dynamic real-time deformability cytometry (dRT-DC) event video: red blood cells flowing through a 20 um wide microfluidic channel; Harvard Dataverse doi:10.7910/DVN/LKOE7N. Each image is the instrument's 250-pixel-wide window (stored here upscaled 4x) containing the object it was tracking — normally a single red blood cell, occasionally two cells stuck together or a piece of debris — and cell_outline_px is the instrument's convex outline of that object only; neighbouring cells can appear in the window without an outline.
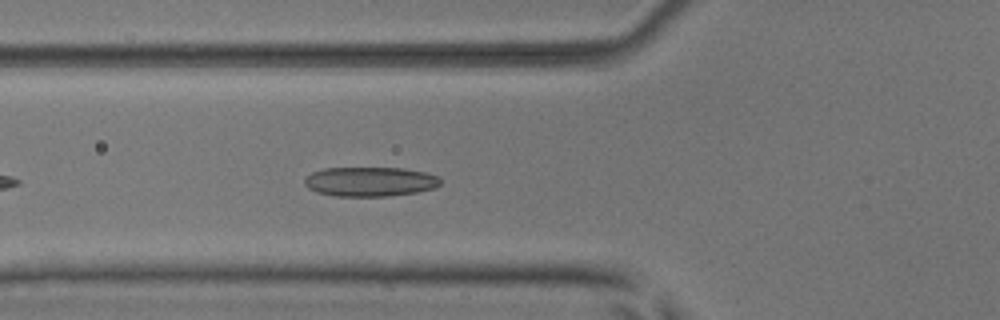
{"species": "common noctule bat (a hibernating species)", "species_latin": "Nyctalus noctula", "temperature_condition": "room temperature", "stored_images_in_passage": 6, "camera_frame_rate_fps": 3000, "um_per_image_px": 0.085, "animal": {"sex": "male", "body_mass_g": 17.9, "forearm_length_mm": 54.2}, "frame": {"image": 1, "passage_image": 6, "time_ms": 1.667, "image_size_px": [1000, 320], "cell_outline_px": [[440, 184], [432, 188], [416, 192], [388, 196], [336, 196], [316, 192], [308, 188], [304, 184], [304, 176], [312, 172], [324, 168], [400, 168], [424, 172], [440, 176]], "centroid_in_image_um": [31.41, 15.43], "position_along_channel_um": 94.4, "area_um2": 23.35}}